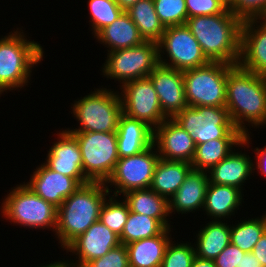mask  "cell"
Here are the masks:
<instances>
[{
  "label": "cell",
  "instance_id": "obj_1",
  "mask_svg": "<svg viewBox=\"0 0 266 267\" xmlns=\"http://www.w3.org/2000/svg\"><path fill=\"white\" fill-rule=\"evenodd\" d=\"M226 108L235 128L243 134L248 133L246 125H266V76L233 65L228 70Z\"/></svg>",
  "mask_w": 266,
  "mask_h": 267
},
{
  "label": "cell",
  "instance_id": "obj_2",
  "mask_svg": "<svg viewBox=\"0 0 266 267\" xmlns=\"http://www.w3.org/2000/svg\"><path fill=\"white\" fill-rule=\"evenodd\" d=\"M242 23L227 9L220 14L190 17L185 25L210 62L238 65Z\"/></svg>",
  "mask_w": 266,
  "mask_h": 267
},
{
  "label": "cell",
  "instance_id": "obj_3",
  "mask_svg": "<svg viewBox=\"0 0 266 267\" xmlns=\"http://www.w3.org/2000/svg\"><path fill=\"white\" fill-rule=\"evenodd\" d=\"M112 189L104 182L81 185L58 207L55 235L65 248L99 220L101 207Z\"/></svg>",
  "mask_w": 266,
  "mask_h": 267
},
{
  "label": "cell",
  "instance_id": "obj_4",
  "mask_svg": "<svg viewBox=\"0 0 266 267\" xmlns=\"http://www.w3.org/2000/svg\"><path fill=\"white\" fill-rule=\"evenodd\" d=\"M18 29L0 38L1 93L26 86L31 78L32 68L43 60L41 44L28 40L24 32Z\"/></svg>",
  "mask_w": 266,
  "mask_h": 267
},
{
  "label": "cell",
  "instance_id": "obj_5",
  "mask_svg": "<svg viewBox=\"0 0 266 267\" xmlns=\"http://www.w3.org/2000/svg\"><path fill=\"white\" fill-rule=\"evenodd\" d=\"M72 106L71 113L80 126L68 128V132H116L123 114L119 92L104 87L94 89Z\"/></svg>",
  "mask_w": 266,
  "mask_h": 267
},
{
  "label": "cell",
  "instance_id": "obj_6",
  "mask_svg": "<svg viewBox=\"0 0 266 267\" xmlns=\"http://www.w3.org/2000/svg\"><path fill=\"white\" fill-rule=\"evenodd\" d=\"M1 209L3 217L15 225L33 229L52 228L55 232L58 208L38 196L25 182L12 188L2 201Z\"/></svg>",
  "mask_w": 266,
  "mask_h": 267
},
{
  "label": "cell",
  "instance_id": "obj_7",
  "mask_svg": "<svg viewBox=\"0 0 266 267\" xmlns=\"http://www.w3.org/2000/svg\"><path fill=\"white\" fill-rule=\"evenodd\" d=\"M233 65L223 62L183 71L185 97L188 106L226 107L228 70Z\"/></svg>",
  "mask_w": 266,
  "mask_h": 267
},
{
  "label": "cell",
  "instance_id": "obj_8",
  "mask_svg": "<svg viewBox=\"0 0 266 267\" xmlns=\"http://www.w3.org/2000/svg\"><path fill=\"white\" fill-rule=\"evenodd\" d=\"M194 139L195 144L221 138H244L235 128L226 107H185L173 118Z\"/></svg>",
  "mask_w": 266,
  "mask_h": 267
},
{
  "label": "cell",
  "instance_id": "obj_9",
  "mask_svg": "<svg viewBox=\"0 0 266 267\" xmlns=\"http://www.w3.org/2000/svg\"><path fill=\"white\" fill-rule=\"evenodd\" d=\"M80 147L83 172L91 182L111 177L119 160L116 132H70Z\"/></svg>",
  "mask_w": 266,
  "mask_h": 267
},
{
  "label": "cell",
  "instance_id": "obj_10",
  "mask_svg": "<svg viewBox=\"0 0 266 267\" xmlns=\"http://www.w3.org/2000/svg\"><path fill=\"white\" fill-rule=\"evenodd\" d=\"M102 67L104 77L120 81L123 86L129 81L148 77L159 64L158 44L144 41L142 44L107 53Z\"/></svg>",
  "mask_w": 266,
  "mask_h": 267
},
{
  "label": "cell",
  "instance_id": "obj_11",
  "mask_svg": "<svg viewBox=\"0 0 266 267\" xmlns=\"http://www.w3.org/2000/svg\"><path fill=\"white\" fill-rule=\"evenodd\" d=\"M158 44V61L167 67L184 71L204 66L210 61L186 25L166 27ZM163 49V50H162ZM165 52V53H164ZM166 53L167 60L163 59Z\"/></svg>",
  "mask_w": 266,
  "mask_h": 267
},
{
  "label": "cell",
  "instance_id": "obj_12",
  "mask_svg": "<svg viewBox=\"0 0 266 267\" xmlns=\"http://www.w3.org/2000/svg\"><path fill=\"white\" fill-rule=\"evenodd\" d=\"M156 150L153 144L139 154L119 158L114 172L106 182L107 185L109 183L108 189L114 185L115 197L118 198L130 190L150 188L156 164L160 159Z\"/></svg>",
  "mask_w": 266,
  "mask_h": 267
},
{
  "label": "cell",
  "instance_id": "obj_13",
  "mask_svg": "<svg viewBox=\"0 0 266 267\" xmlns=\"http://www.w3.org/2000/svg\"><path fill=\"white\" fill-rule=\"evenodd\" d=\"M120 88L122 109L126 116L141 120L153 129L167 119L149 77L129 81Z\"/></svg>",
  "mask_w": 266,
  "mask_h": 267
},
{
  "label": "cell",
  "instance_id": "obj_14",
  "mask_svg": "<svg viewBox=\"0 0 266 267\" xmlns=\"http://www.w3.org/2000/svg\"><path fill=\"white\" fill-rule=\"evenodd\" d=\"M120 243L119 236L106 227L101 221H96L91 227L74 239L65 249L72 252L78 260L59 261L64 267H84L89 261L101 258Z\"/></svg>",
  "mask_w": 266,
  "mask_h": 267
},
{
  "label": "cell",
  "instance_id": "obj_15",
  "mask_svg": "<svg viewBox=\"0 0 266 267\" xmlns=\"http://www.w3.org/2000/svg\"><path fill=\"white\" fill-rule=\"evenodd\" d=\"M153 144L159 158L191 163L196 144L189 133L173 118L165 119L154 129Z\"/></svg>",
  "mask_w": 266,
  "mask_h": 267
},
{
  "label": "cell",
  "instance_id": "obj_16",
  "mask_svg": "<svg viewBox=\"0 0 266 267\" xmlns=\"http://www.w3.org/2000/svg\"><path fill=\"white\" fill-rule=\"evenodd\" d=\"M148 77L154 85L161 110L167 118H174L188 106L183 71L158 64Z\"/></svg>",
  "mask_w": 266,
  "mask_h": 267
},
{
  "label": "cell",
  "instance_id": "obj_17",
  "mask_svg": "<svg viewBox=\"0 0 266 267\" xmlns=\"http://www.w3.org/2000/svg\"><path fill=\"white\" fill-rule=\"evenodd\" d=\"M57 140L48 151L45 165L64 176L74 178L80 185L91 182L83 172L80 147L76 137L66 129L57 133Z\"/></svg>",
  "mask_w": 266,
  "mask_h": 267
},
{
  "label": "cell",
  "instance_id": "obj_18",
  "mask_svg": "<svg viewBox=\"0 0 266 267\" xmlns=\"http://www.w3.org/2000/svg\"><path fill=\"white\" fill-rule=\"evenodd\" d=\"M238 65L266 76V18L243 21Z\"/></svg>",
  "mask_w": 266,
  "mask_h": 267
},
{
  "label": "cell",
  "instance_id": "obj_19",
  "mask_svg": "<svg viewBox=\"0 0 266 267\" xmlns=\"http://www.w3.org/2000/svg\"><path fill=\"white\" fill-rule=\"evenodd\" d=\"M27 186L57 208L81 185L72 177L49 169L44 163L33 172Z\"/></svg>",
  "mask_w": 266,
  "mask_h": 267
},
{
  "label": "cell",
  "instance_id": "obj_20",
  "mask_svg": "<svg viewBox=\"0 0 266 267\" xmlns=\"http://www.w3.org/2000/svg\"><path fill=\"white\" fill-rule=\"evenodd\" d=\"M119 158L139 154L153 145L154 129L147 123L130 118L124 113L120 116L116 131Z\"/></svg>",
  "mask_w": 266,
  "mask_h": 267
},
{
  "label": "cell",
  "instance_id": "obj_21",
  "mask_svg": "<svg viewBox=\"0 0 266 267\" xmlns=\"http://www.w3.org/2000/svg\"><path fill=\"white\" fill-rule=\"evenodd\" d=\"M208 183L206 171L191 169L183 184L169 200V213L188 214L203 209Z\"/></svg>",
  "mask_w": 266,
  "mask_h": 267
},
{
  "label": "cell",
  "instance_id": "obj_22",
  "mask_svg": "<svg viewBox=\"0 0 266 267\" xmlns=\"http://www.w3.org/2000/svg\"><path fill=\"white\" fill-rule=\"evenodd\" d=\"M241 152V153H240ZM232 151L226 158L207 171L209 183L237 187L243 190V183L253 173V161L249 155Z\"/></svg>",
  "mask_w": 266,
  "mask_h": 267
},
{
  "label": "cell",
  "instance_id": "obj_23",
  "mask_svg": "<svg viewBox=\"0 0 266 267\" xmlns=\"http://www.w3.org/2000/svg\"><path fill=\"white\" fill-rule=\"evenodd\" d=\"M170 229L166 228L160 235L127 244L129 266L160 267L166 248L172 239Z\"/></svg>",
  "mask_w": 266,
  "mask_h": 267
},
{
  "label": "cell",
  "instance_id": "obj_24",
  "mask_svg": "<svg viewBox=\"0 0 266 267\" xmlns=\"http://www.w3.org/2000/svg\"><path fill=\"white\" fill-rule=\"evenodd\" d=\"M249 132L244 138H221L209 140L202 144H196L195 153L191 161L192 169L208 171L221 160L226 158L233 147H248L251 142ZM238 145V146H237Z\"/></svg>",
  "mask_w": 266,
  "mask_h": 267
},
{
  "label": "cell",
  "instance_id": "obj_25",
  "mask_svg": "<svg viewBox=\"0 0 266 267\" xmlns=\"http://www.w3.org/2000/svg\"><path fill=\"white\" fill-rule=\"evenodd\" d=\"M242 196V190L237 187L208 183L203 211L211 220H224L239 209L243 202Z\"/></svg>",
  "mask_w": 266,
  "mask_h": 267
},
{
  "label": "cell",
  "instance_id": "obj_26",
  "mask_svg": "<svg viewBox=\"0 0 266 267\" xmlns=\"http://www.w3.org/2000/svg\"><path fill=\"white\" fill-rule=\"evenodd\" d=\"M105 45L108 52L135 47L144 42L139 30L124 11L112 24L101 29L94 38Z\"/></svg>",
  "mask_w": 266,
  "mask_h": 267
},
{
  "label": "cell",
  "instance_id": "obj_27",
  "mask_svg": "<svg viewBox=\"0 0 266 267\" xmlns=\"http://www.w3.org/2000/svg\"><path fill=\"white\" fill-rule=\"evenodd\" d=\"M131 212L158 219L166 228H170L169 200L157 194L151 188L134 189L123 194Z\"/></svg>",
  "mask_w": 266,
  "mask_h": 267
},
{
  "label": "cell",
  "instance_id": "obj_28",
  "mask_svg": "<svg viewBox=\"0 0 266 267\" xmlns=\"http://www.w3.org/2000/svg\"><path fill=\"white\" fill-rule=\"evenodd\" d=\"M191 169V163L160 158L156 164L150 188L170 200L183 184Z\"/></svg>",
  "mask_w": 266,
  "mask_h": 267
},
{
  "label": "cell",
  "instance_id": "obj_29",
  "mask_svg": "<svg viewBox=\"0 0 266 267\" xmlns=\"http://www.w3.org/2000/svg\"><path fill=\"white\" fill-rule=\"evenodd\" d=\"M196 236V257L214 260L231 243V225L213 220L201 228Z\"/></svg>",
  "mask_w": 266,
  "mask_h": 267
},
{
  "label": "cell",
  "instance_id": "obj_30",
  "mask_svg": "<svg viewBox=\"0 0 266 267\" xmlns=\"http://www.w3.org/2000/svg\"><path fill=\"white\" fill-rule=\"evenodd\" d=\"M125 12L137 26L144 41H160L165 27L156 14L153 0H139Z\"/></svg>",
  "mask_w": 266,
  "mask_h": 267
},
{
  "label": "cell",
  "instance_id": "obj_31",
  "mask_svg": "<svg viewBox=\"0 0 266 267\" xmlns=\"http://www.w3.org/2000/svg\"><path fill=\"white\" fill-rule=\"evenodd\" d=\"M166 227L158 220L135 212H129L123 232L119 237L120 243H129L160 235Z\"/></svg>",
  "mask_w": 266,
  "mask_h": 267
},
{
  "label": "cell",
  "instance_id": "obj_32",
  "mask_svg": "<svg viewBox=\"0 0 266 267\" xmlns=\"http://www.w3.org/2000/svg\"><path fill=\"white\" fill-rule=\"evenodd\" d=\"M266 231V214L261 218H248L231 226V243L244 252H252L254 246Z\"/></svg>",
  "mask_w": 266,
  "mask_h": 267
},
{
  "label": "cell",
  "instance_id": "obj_33",
  "mask_svg": "<svg viewBox=\"0 0 266 267\" xmlns=\"http://www.w3.org/2000/svg\"><path fill=\"white\" fill-rule=\"evenodd\" d=\"M111 196L106 198L101 207L99 221L120 237L130 210L124 199L120 202L114 195Z\"/></svg>",
  "mask_w": 266,
  "mask_h": 267
},
{
  "label": "cell",
  "instance_id": "obj_34",
  "mask_svg": "<svg viewBox=\"0 0 266 267\" xmlns=\"http://www.w3.org/2000/svg\"><path fill=\"white\" fill-rule=\"evenodd\" d=\"M91 30L94 36L105 26L112 24L124 12L116 0H88Z\"/></svg>",
  "mask_w": 266,
  "mask_h": 267
},
{
  "label": "cell",
  "instance_id": "obj_35",
  "mask_svg": "<svg viewBox=\"0 0 266 267\" xmlns=\"http://www.w3.org/2000/svg\"><path fill=\"white\" fill-rule=\"evenodd\" d=\"M156 14L163 26L185 25L188 19L185 0H153Z\"/></svg>",
  "mask_w": 266,
  "mask_h": 267
},
{
  "label": "cell",
  "instance_id": "obj_36",
  "mask_svg": "<svg viewBox=\"0 0 266 267\" xmlns=\"http://www.w3.org/2000/svg\"><path fill=\"white\" fill-rule=\"evenodd\" d=\"M179 243L170 241L160 267H191L196 257L194 245L189 242Z\"/></svg>",
  "mask_w": 266,
  "mask_h": 267
},
{
  "label": "cell",
  "instance_id": "obj_37",
  "mask_svg": "<svg viewBox=\"0 0 266 267\" xmlns=\"http://www.w3.org/2000/svg\"><path fill=\"white\" fill-rule=\"evenodd\" d=\"M228 9L242 21L266 18V0H233Z\"/></svg>",
  "mask_w": 266,
  "mask_h": 267
},
{
  "label": "cell",
  "instance_id": "obj_38",
  "mask_svg": "<svg viewBox=\"0 0 266 267\" xmlns=\"http://www.w3.org/2000/svg\"><path fill=\"white\" fill-rule=\"evenodd\" d=\"M84 267H130L126 245L119 244L101 258L89 261Z\"/></svg>",
  "mask_w": 266,
  "mask_h": 267
},
{
  "label": "cell",
  "instance_id": "obj_39",
  "mask_svg": "<svg viewBox=\"0 0 266 267\" xmlns=\"http://www.w3.org/2000/svg\"><path fill=\"white\" fill-rule=\"evenodd\" d=\"M188 18L224 13L228 7L220 0H185Z\"/></svg>",
  "mask_w": 266,
  "mask_h": 267
},
{
  "label": "cell",
  "instance_id": "obj_40",
  "mask_svg": "<svg viewBox=\"0 0 266 267\" xmlns=\"http://www.w3.org/2000/svg\"><path fill=\"white\" fill-rule=\"evenodd\" d=\"M246 252L230 243L215 259L216 267H240L241 256Z\"/></svg>",
  "mask_w": 266,
  "mask_h": 267
},
{
  "label": "cell",
  "instance_id": "obj_41",
  "mask_svg": "<svg viewBox=\"0 0 266 267\" xmlns=\"http://www.w3.org/2000/svg\"><path fill=\"white\" fill-rule=\"evenodd\" d=\"M252 254L256 256L263 267H266V231L254 246Z\"/></svg>",
  "mask_w": 266,
  "mask_h": 267
},
{
  "label": "cell",
  "instance_id": "obj_42",
  "mask_svg": "<svg viewBox=\"0 0 266 267\" xmlns=\"http://www.w3.org/2000/svg\"><path fill=\"white\" fill-rule=\"evenodd\" d=\"M254 150H255L254 152H256L255 155H257V157H256L257 158V162H256L257 167L253 166L254 167L253 170H256V168H257L258 172L260 170L259 173H261L262 176L264 175L266 177V147H264V146H263V148L256 147Z\"/></svg>",
  "mask_w": 266,
  "mask_h": 267
},
{
  "label": "cell",
  "instance_id": "obj_43",
  "mask_svg": "<svg viewBox=\"0 0 266 267\" xmlns=\"http://www.w3.org/2000/svg\"><path fill=\"white\" fill-rule=\"evenodd\" d=\"M240 267H263L260 261L252 254L247 252L241 256Z\"/></svg>",
  "mask_w": 266,
  "mask_h": 267
},
{
  "label": "cell",
  "instance_id": "obj_44",
  "mask_svg": "<svg viewBox=\"0 0 266 267\" xmlns=\"http://www.w3.org/2000/svg\"><path fill=\"white\" fill-rule=\"evenodd\" d=\"M191 267H216L214 260H206L195 257Z\"/></svg>",
  "mask_w": 266,
  "mask_h": 267
},
{
  "label": "cell",
  "instance_id": "obj_45",
  "mask_svg": "<svg viewBox=\"0 0 266 267\" xmlns=\"http://www.w3.org/2000/svg\"><path fill=\"white\" fill-rule=\"evenodd\" d=\"M139 0H116L119 7L123 11H127L130 7H132L134 4H136Z\"/></svg>",
  "mask_w": 266,
  "mask_h": 267
},
{
  "label": "cell",
  "instance_id": "obj_46",
  "mask_svg": "<svg viewBox=\"0 0 266 267\" xmlns=\"http://www.w3.org/2000/svg\"><path fill=\"white\" fill-rule=\"evenodd\" d=\"M41 267H64L59 261H54L53 263L51 262L50 264H46L44 266L40 265Z\"/></svg>",
  "mask_w": 266,
  "mask_h": 267
},
{
  "label": "cell",
  "instance_id": "obj_47",
  "mask_svg": "<svg viewBox=\"0 0 266 267\" xmlns=\"http://www.w3.org/2000/svg\"><path fill=\"white\" fill-rule=\"evenodd\" d=\"M223 4H225L227 7H229L233 0H220Z\"/></svg>",
  "mask_w": 266,
  "mask_h": 267
}]
</instances>
